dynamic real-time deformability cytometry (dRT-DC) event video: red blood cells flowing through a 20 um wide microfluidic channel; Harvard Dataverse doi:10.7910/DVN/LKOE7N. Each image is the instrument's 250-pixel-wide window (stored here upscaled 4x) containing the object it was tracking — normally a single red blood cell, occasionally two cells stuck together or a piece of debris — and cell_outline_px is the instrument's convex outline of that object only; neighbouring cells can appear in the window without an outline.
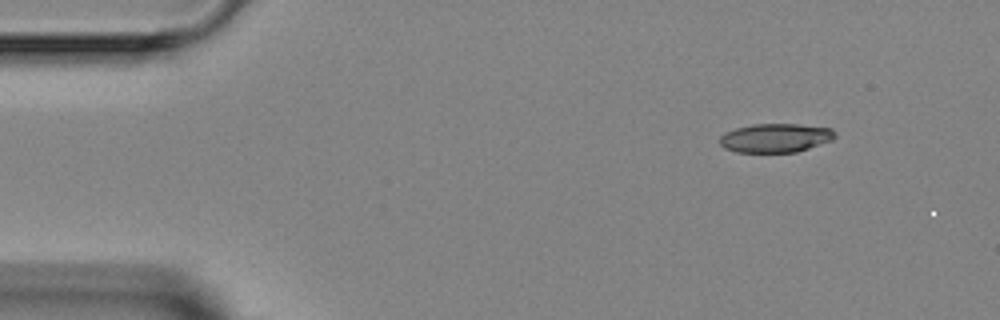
{"species": "Egyptian fruit bat (a non-hibernating species)", "species_latin": "Rousettus aegyptiacus", "temperature_condition": "room temperature", "stored_images_in_passage": 3, "camera_frame_rate_fps": 3000, "um_per_image_px": 0.085, "animal": {"sex": "female"}, "frame": {"image": 1, "passage_image": 1, "time_ms": 0.0, "image_size_px": [1000, 320], "cell_outline_px": [[836, 136], [832, 140], [796, 152], [736, 152], [724, 148], [720, 144], [720, 136], [724, 132], [736, 128], [752, 124], [796, 124], [832, 128], [836, 132]], "centroid_in_image_um": [65.91, 11.72], "position_along_channel_um": 19.1, "area_um2": 19.42}}